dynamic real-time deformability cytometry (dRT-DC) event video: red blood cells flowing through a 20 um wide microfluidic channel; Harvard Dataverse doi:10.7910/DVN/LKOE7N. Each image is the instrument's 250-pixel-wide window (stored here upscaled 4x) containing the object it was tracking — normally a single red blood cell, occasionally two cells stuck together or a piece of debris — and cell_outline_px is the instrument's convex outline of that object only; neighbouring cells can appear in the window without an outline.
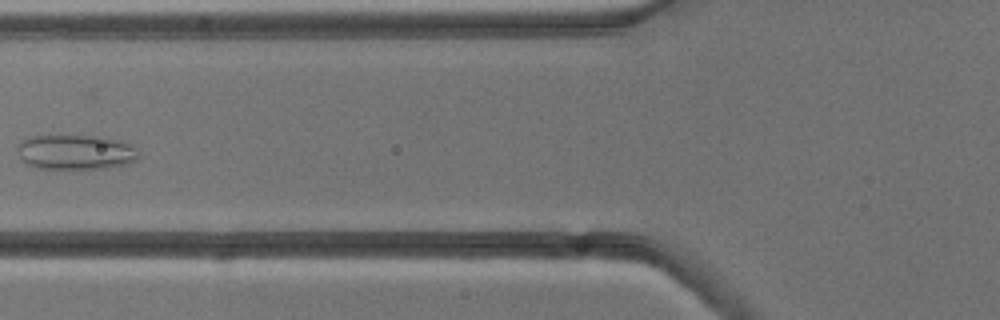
{"species": "common noctule bat (a hibernating species)", "species_latin": "Nyctalus noctula", "temperature_condition": "cold", "stored_images_in_passage": 7, "camera_frame_rate_fps": 3000, "um_per_image_px": 0.085, "animal": {"sex": "male", "body_mass_g": 13.3}, "frame": {"image": 1, "passage_image": 6, "time_ms": 6.0, "image_size_px": [1000, 320], "cell_outline_px": [[136, 160], [128, 164], [104, 168], [36, 168], [28, 164], [20, 156], [16, 148], [24, 140], [32, 136], [96, 136], [128, 144], [136, 148]], "centroid_in_image_um": [6.4, 12.94], "position_along_channel_um": 119.4, "area_um2": 23.93}}